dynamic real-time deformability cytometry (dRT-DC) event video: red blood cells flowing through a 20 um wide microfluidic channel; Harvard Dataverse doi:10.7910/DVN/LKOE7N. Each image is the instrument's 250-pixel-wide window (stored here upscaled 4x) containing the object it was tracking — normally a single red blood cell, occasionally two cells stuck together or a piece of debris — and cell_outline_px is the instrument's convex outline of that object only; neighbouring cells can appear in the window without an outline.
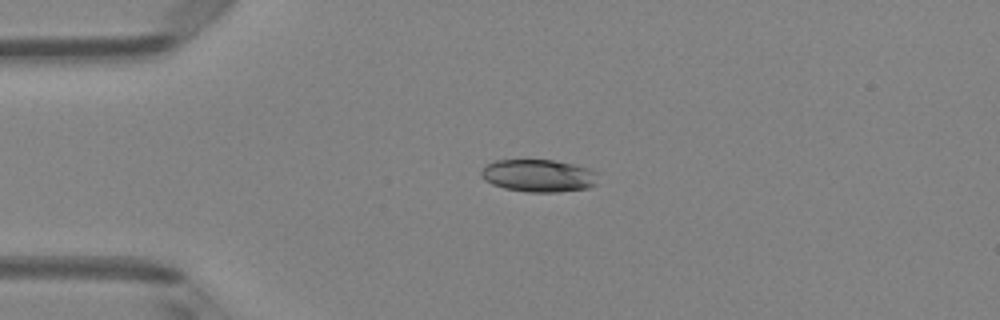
{"species": "Egyptian fruit bat (a non-hibernating species)", "species_latin": "Rousettus aegyptiacus", "temperature_condition": "room temperature", "stored_images_in_passage": 6, "camera_frame_rate_fps": 3000, "um_per_image_px": 0.085, "animal": {"sex": "female"}, "frame": {"image": 1, "passage_image": 3, "time_ms": 0.667, "image_size_px": [1000, 320], "cell_outline_px": [[596, 184], [588, 188], [556, 192], [528, 192], [504, 188], [492, 184], [484, 180], [480, 176], [480, 172], [488, 164], [496, 160], [552, 160], [572, 164], [588, 168], [596, 172]], "centroid_in_image_um": [45.76, 14.94], "position_along_channel_um": 39.2, "area_um2": 22.02}}
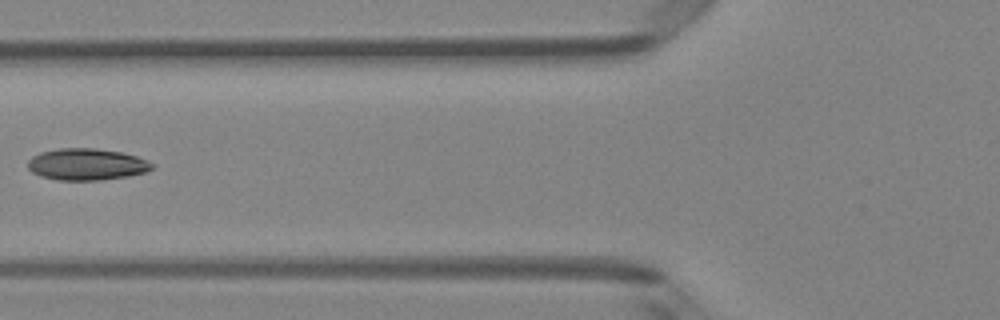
{"frame": {"image": 2, "passage_image": 5, "time_ms": 1.333, "image_size_px": [1000, 320], "cell_outline_px": [[152, 168], [144, 172], [128, 176], [100, 180], [56, 180], [40, 176], [32, 172], [28, 168], [28, 160], [32, 156], [40, 152], [60, 148], [96, 148], [120, 152], [136, 156], [148, 160], [152, 164]], "centroid_in_image_um": [7.33, 13.97], "position_along_channel_um": 118.5, "area_um2": 22.89}}
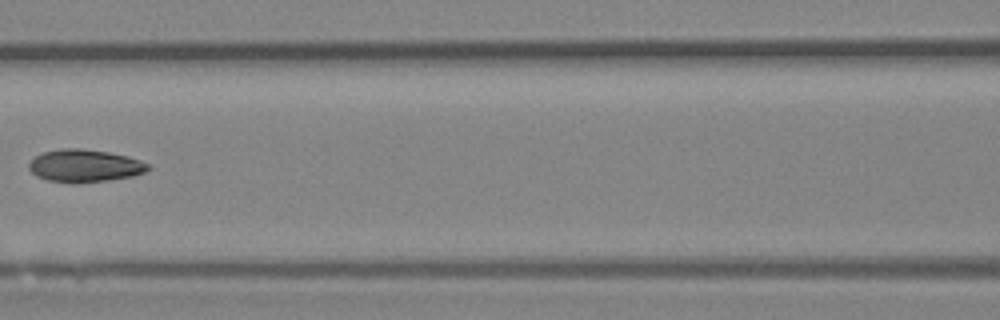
{"frame": {"image": 3, "passage_image": 6, "time_ms": 1.667, "image_size_px": [1000, 320], "cell_outline_px": [[152, 168], [144, 172], [132, 176], [108, 180], [76, 184], [48, 180], [36, 176], [28, 168], [28, 164], [36, 156], [44, 152], [60, 148], [80, 148], [108, 152], [128, 156], [140, 160], [148, 164]], "centroid_in_image_um": [7.2, 14.09], "position_along_channel_um": 159.4, "area_um2": 22.72}}